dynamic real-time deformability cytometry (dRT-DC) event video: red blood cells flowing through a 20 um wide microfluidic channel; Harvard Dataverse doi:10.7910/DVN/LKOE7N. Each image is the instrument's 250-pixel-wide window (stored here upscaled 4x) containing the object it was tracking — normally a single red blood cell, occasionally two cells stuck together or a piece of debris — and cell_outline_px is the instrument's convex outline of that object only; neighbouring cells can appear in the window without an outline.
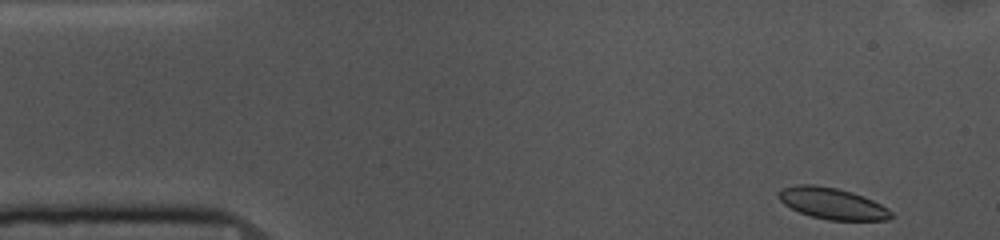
{"species": "common noctule bat (a hibernating species)", "species_latin": "Nyctalus noctula", "temperature_condition": "cold", "stored_images_in_passage": 51, "camera_frame_rate_fps": 3000, "um_per_image_px": 0.085, "animal": {"sex": "female", "body_mass_g": 10.0, "forearm_length_mm": 53.1}, "frame": {"image": 1, "passage_image": 1, "time_ms": 0.0, "image_size_px": [1000, 240], "cell_outline_px": [[892, 216], [888, 220], [828, 220], [812, 216], [800, 212], [784, 204], [776, 196], [784, 188], [796, 184], [812, 184], [836, 188], [852, 192], [864, 196], [888, 208], [892, 212]], "centroid_in_image_um": [70.75, 17.29], "position_along_channel_um": 14.2, "area_um2": 20.4}}
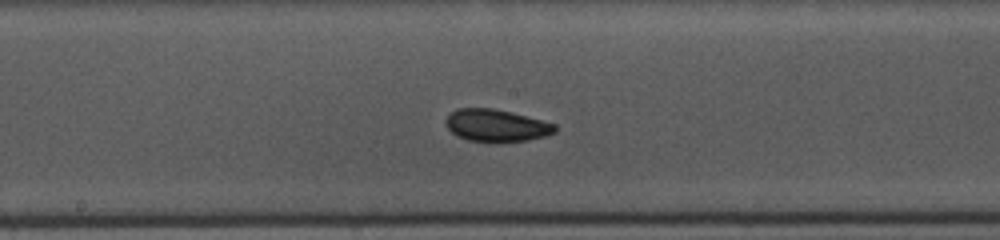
{"frame": {"image": 2, "passage_image": 24, "time_ms": 7.667, "image_size_px": [1000, 240], "cell_outline_px": [[556, 132], [548, 136], [528, 140], [468, 140], [456, 136], [448, 128], [444, 120], [456, 108], [492, 108], [512, 112], [556, 124]], "centroid_in_image_um": [42.2, 10.64], "position_along_channel_um": 206.0, "area_um2": 20.17}}
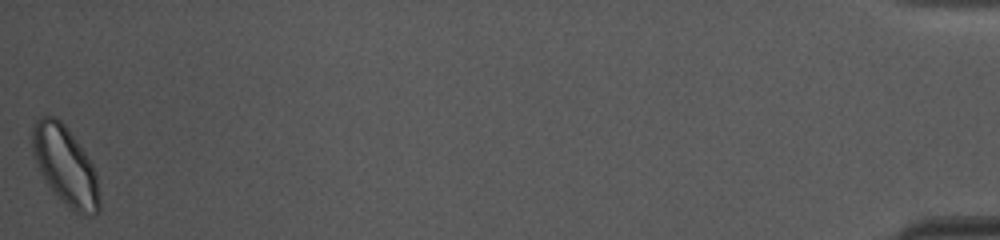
{"frame": {"image": 3, "passage_image": 51, "time_ms": 16.667, "image_size_px": [1000, 240], "cell_outline_px": [[100, 212], [96, 216], [80, 216], [68, 208], [48, 184], [36, 164], [32, 152], [32, 124], [40, 116], [56, 116], [68, 128], [88, 156], [96, 172], [100, 200]], "centroid_in_image_um": [5.57, 14.11], "position_along_channel_um": 429.6, "area_um2": 31.21}, "authors_computed_cell_mechanics": {"area_um2": 20.7502, "velocity_mm_per_s": 3.6265, "shape_relaxation_time_tau1_ms": null, "shape_relaxation_time_tau2_ms": 2.3461, "deformation_change_tau1": null, "deformation_change_tau2": 0.0593}}